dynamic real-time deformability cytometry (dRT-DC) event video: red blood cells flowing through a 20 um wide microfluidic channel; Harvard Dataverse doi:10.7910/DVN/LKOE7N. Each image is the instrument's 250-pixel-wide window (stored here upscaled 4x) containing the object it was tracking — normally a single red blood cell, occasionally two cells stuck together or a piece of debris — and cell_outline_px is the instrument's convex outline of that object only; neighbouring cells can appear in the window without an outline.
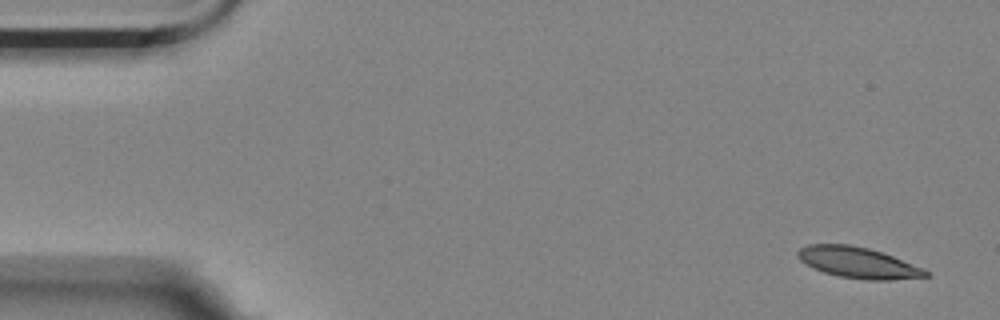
{"species": "Egyptian fruit bat (a non-hibernating species)", "species_latin": "Rousettus aegyptiacus", "temperature_condition": "room temperature", "stored_images_in_passage": 5, "camera_frame_rate_fps": 3000, "um_per_image_px": 0.085, "animal": {"sex": "female"}, "frame": {"image": 1, "passage_image": 1, "time_ms": 0.0, "image_size_px": [1000, 320], "cell_outline_px": [[932, 276], [888, 280], [868, 280], [840, 276], [824, 272], [812, 268], [804, 264], [796, 256], [796, 252], [800, 248], [808, 244], [848, 244], [868, 248], [892, 256], [924, 268]], "centroid_in_image_um": [72.9, 22.32], "position_along_channel_um": 12.1, "area_um2": 23.06}}
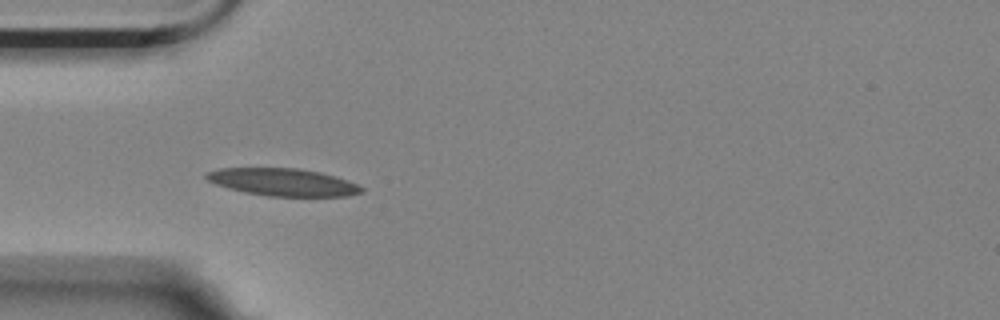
{"frame": {"image": 2, "passage_image": 5, "time_ms": 1.333, "image_size_px": [1000, 320], "cell_outline_px": [[364, 192], [348, 196], [268, 196], [244, 192], [228, 188], [216, 184], [208, 180], [204, 176], [208, 172], [220, 168], [300, 168], [320, 172], [336, 176], [348, 180], [364, 188]], "centroid_in_image_um": [24.08, 15.48], "position_along_channel_um": 60.9, "area_um2": 24.85}}